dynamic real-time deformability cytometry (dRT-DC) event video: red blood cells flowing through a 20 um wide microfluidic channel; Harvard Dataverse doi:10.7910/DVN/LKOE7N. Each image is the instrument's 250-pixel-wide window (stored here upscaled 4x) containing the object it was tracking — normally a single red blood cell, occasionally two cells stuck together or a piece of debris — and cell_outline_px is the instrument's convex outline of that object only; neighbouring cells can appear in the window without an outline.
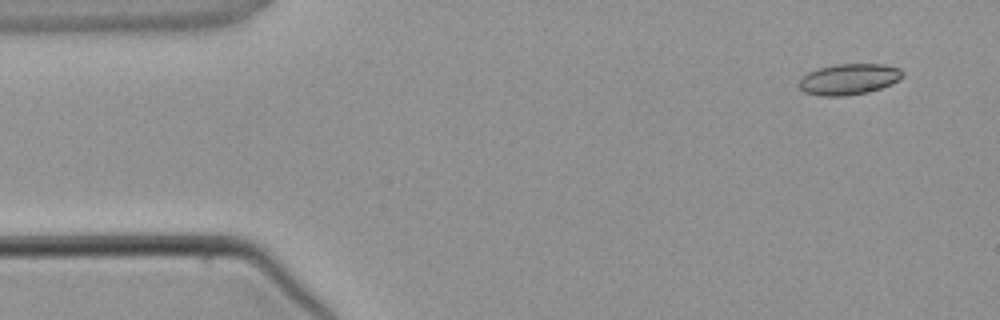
{"species": "common noctule bat (a hibernating species)", "species_latin": "Nyctalus noctula", "temperature_condition": "warm", "stored_images_in_passage": 3, "camera_frame_rate_fps": 3000, "um_per_image_px": 0.085, "animal": {"sex": "male", "body_mass_g": 21.5, "forearm_length_mm": 52.0}, "frame": {"image": 1, "passage_image": 1, "time_ms": 0.0, "image_size_px": [1000, 320], "cell_outline_px": [[904, 76], [892, 84], [868, 92], [844, 96], [820, 96], [804, 92], [796, 84], [808, 72], [820, 68], [836, 64], [884, 64], [900, 68], [904, 72]], "centroid_in_image_um": [72.17, 6.73], "position_along_channel_um": 12.8, "area_um2": 18.79}}